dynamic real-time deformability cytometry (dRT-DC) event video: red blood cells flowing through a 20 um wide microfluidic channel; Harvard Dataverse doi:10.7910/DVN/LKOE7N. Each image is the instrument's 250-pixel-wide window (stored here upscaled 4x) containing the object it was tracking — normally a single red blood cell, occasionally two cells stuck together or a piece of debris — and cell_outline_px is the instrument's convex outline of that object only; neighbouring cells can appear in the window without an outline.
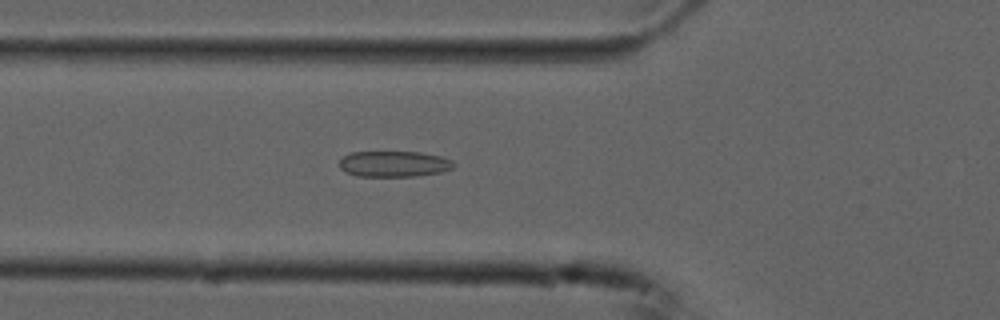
{"species": "common noctule bat (a hibernating species)", "species_latin": "Nyctalus noctula", "temperature_condition": "cold", "stored_images_in_passage": 55, "segment_of_instrument_passage": [1, 2], "camera_frame_rate_fps": 3000, "um_per_image_px": 0.085, "animal": {"sex": "male", "forearm_length_mm": 52.5}, "frame": {"image": 1, "passage_image": 19, "time_ms": 6.0, "image_size_px": [1000, 320], "cell_outline_px": [[456, 164], [452, 168], [440, 172], [416, 176], [356, 176], [344, 172], [340, 168], [340, 160], [344, 156], [352, 152], [420, 152], [440, 156], [452, 160]], "centroid_in_image_um": [33.48, 13.93], "position_along_channel_um": 92.3, "area_um2": 17.22}}
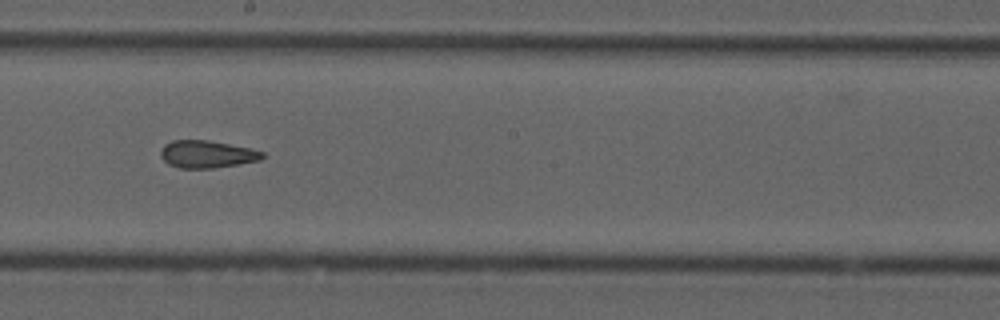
{"frame": {"image": 2, "passage_image": 30, "time_ms": 9.667, "image_size_px": [1000, 320], "cell_outline_px": [[264, 156], [260, 160], [212, 168], [180, 168], [168, 164], [160, 156], [160, 148], [164, 144], [172, 140], [208, 140], [248, 148], [264, 152]], "centroid_in_image_um": [17.53, 13.1], "position_along_channel_um": 230.7, "area_um2": 16.13}}
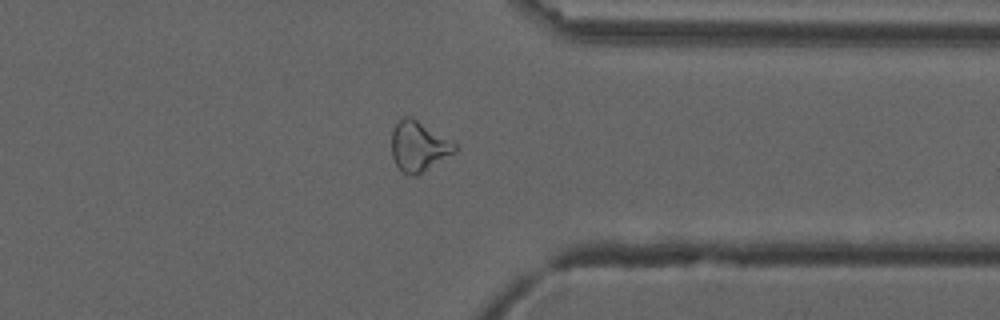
{"frame": {"image": 3, "passage_image": 42, "time_ms": 13.667, "image_size_px": [1000, 320], "cell_outline_px": [[456, 148], [452, 152], [416, 176], [412, 176], [400, 172], [392, 156], [392, 128], [404, 116], [412, 116], [456, 144]], "centroid_in_image_um": [35.51, 12.42], "position_along_channel_um": 375.9, "area_um2": 18.03}}